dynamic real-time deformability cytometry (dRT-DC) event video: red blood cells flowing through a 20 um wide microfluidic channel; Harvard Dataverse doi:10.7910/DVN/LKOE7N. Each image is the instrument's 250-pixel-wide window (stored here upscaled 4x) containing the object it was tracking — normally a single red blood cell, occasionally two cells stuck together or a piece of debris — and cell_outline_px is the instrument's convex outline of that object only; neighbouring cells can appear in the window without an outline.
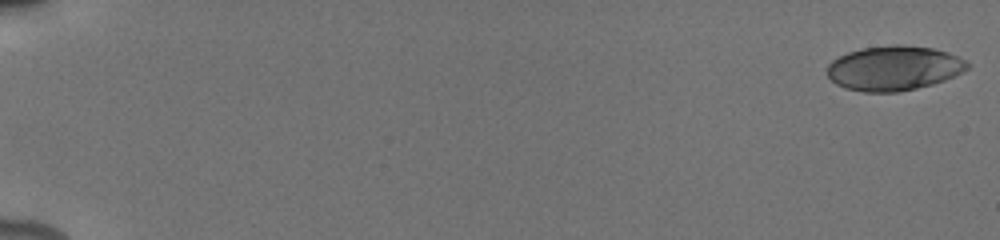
{"species": "human", "species_latin": "Homo sapiens", "temperature_condition": "cold", "stored_images_in_passage": 22, "camera_frame_rate_fps": 3000, "um_per_image_px": 0.085, "donor": {"sex": "male"}, "frame": {"image": 1, "passage_image": 1, "time_ms": 0.0, "image_size_px": [1000, 240], "cell_outline_px": [[968, 68], [956, 76], [932, 84], [900, 92], [864, 92], [844, 88], [836, 84], [828, 76], [828, 64], [832, 60], [848, 52], [860, 48], [896, 44], [900, 44], [932, 48], [948, 52], [964, 60], [968, 64]], "centroid_in_image_um": [75.97, 5.79], "position_along_channel_um": 9.0, "area_um2": 36.47}}